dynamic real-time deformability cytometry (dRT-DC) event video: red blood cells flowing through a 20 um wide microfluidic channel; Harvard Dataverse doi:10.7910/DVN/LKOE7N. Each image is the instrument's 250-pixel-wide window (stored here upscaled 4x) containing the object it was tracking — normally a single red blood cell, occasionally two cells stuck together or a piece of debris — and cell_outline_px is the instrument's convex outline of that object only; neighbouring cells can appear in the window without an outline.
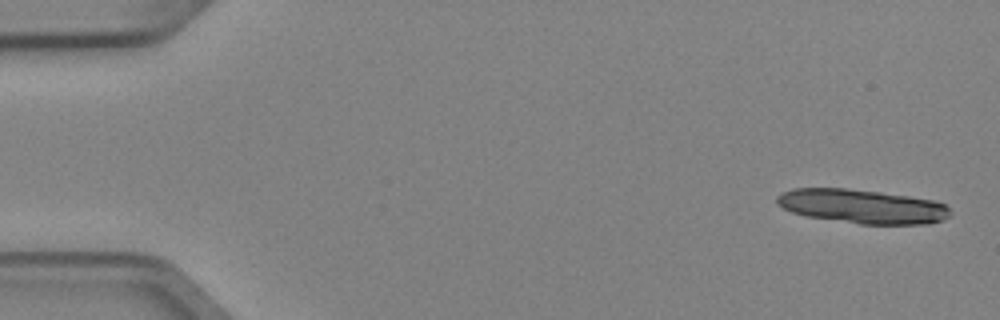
{"species": "Egyptian fruit bat (a non-hibernating species)", "species_latin": "Rousettus aegyptiacus", "temperature_condition": "cold", "stored_images_in_passage": 5, "camera_frame_rate_fps": 3000, "um_per_image_px": 0.085, "animal": {"sex": "female"}, "frame": {"image": 1, "passage_image": 1, "time_ms": 0.0, "image_size_px": [1000, 320], "cell_outline_px": [[952, 212], [944, 220], [928, 224], [860, 224], [804, 216], [792, 212], [776, 204], [776, 196], [780, 192], [792, 188], [844, 188], [880, 192], [936, 200], [944, 204]], "centroid_in_image_um": [73.26, 17.54], "position_along_channel_um": 11.7, "area_um2": 34.68}}